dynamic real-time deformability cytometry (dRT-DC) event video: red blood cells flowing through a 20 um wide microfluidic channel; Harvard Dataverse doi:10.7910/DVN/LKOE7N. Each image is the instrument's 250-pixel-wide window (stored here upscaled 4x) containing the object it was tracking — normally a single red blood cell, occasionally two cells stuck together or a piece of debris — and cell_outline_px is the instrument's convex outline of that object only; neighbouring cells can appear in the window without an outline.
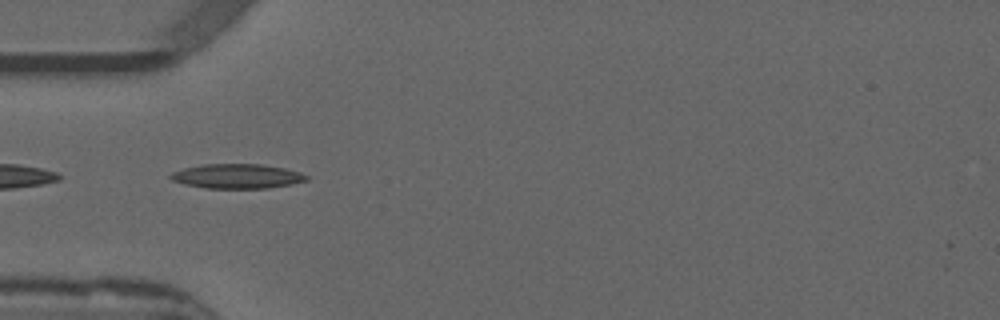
{"species": "common noctule bat (a hibernating species)", "species_latin": "Nyctalus noctula", "temperature_condition": "warm", "stored_images_in_passage": 31, "camera_frame_rate_fps": 3000, "um_per_image_px": 0.085, "animal": {"sex": "male", "forearm_length_mm": 52.5}, "frame": {"image": 1, "passage_image": 5, "time_ms": 1.333, "image_size_px": [1000, 320], "cell_outline_px": [[308, 180], [292, 184], [268, 188], [204, 188], [184, 184], [172, 180], [168, 176], [172, 172], [184, 168], [204, 164], [260, 164], [284, 168], [300, 172], [308, 176]], "centroid_in_image_um": [20.15, 14.98], "position_along_channel_um": 64.9, "area_um2": 19.42}, "authors_computed_cell_mechanics": {"area_um2": 17.918, "velocity_mm_per_s": 3.8848, "shape_relaxation_time_tau1_ms": null, "shape_relaxation_time_tau2_ms": 3.0341, "deformation_change_tau1": null, "deformation_change_tau2": 0.111}}